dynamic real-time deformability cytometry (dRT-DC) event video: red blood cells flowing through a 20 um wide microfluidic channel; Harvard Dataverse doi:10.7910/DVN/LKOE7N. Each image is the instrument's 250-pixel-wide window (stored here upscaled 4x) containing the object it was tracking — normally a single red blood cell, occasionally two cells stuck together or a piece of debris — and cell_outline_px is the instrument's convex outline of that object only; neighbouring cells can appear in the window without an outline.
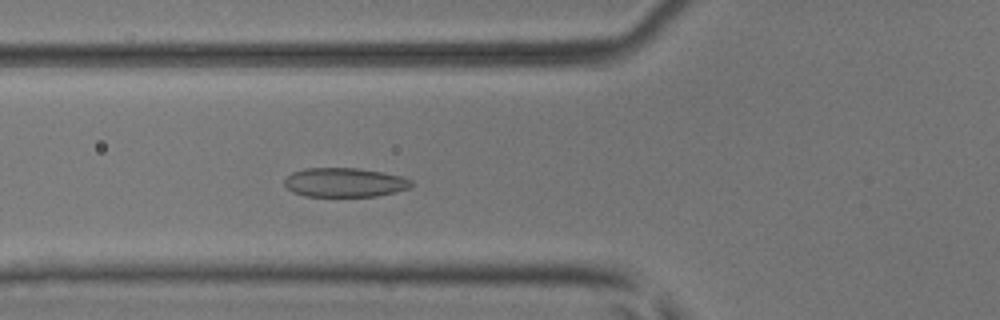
{"species": "common noctule bat (a hibernating species)", "species_latin": "Nyctalus noctula", "temperature_condition": "room temperature", "stored_images_in_passage": 52, "camera_frame_rate_fps": 3000, "um_per_image_px": 0.085, "animal": {"sex": "male", "body_mass_g": 17.9, "forearm_length_mm": 54.2}, "frame": {"image": 1, "passage_image": 19, "time_ms": 6.0, "image_size_px": [1000, 320], "cell_outline_px": [[412, 184], [408, 188], [396, 192], [376, 196], [304, 196], [292, 192], [284, 184], [284, 180], [292, 172], [304, 168], [356, 168], [380, 172], [400, 176], [412, 180]], "centroid_in_image_um": [29.26, 15.51], "position_along_channel_um": 96.5, "area_um2": 21.44}}
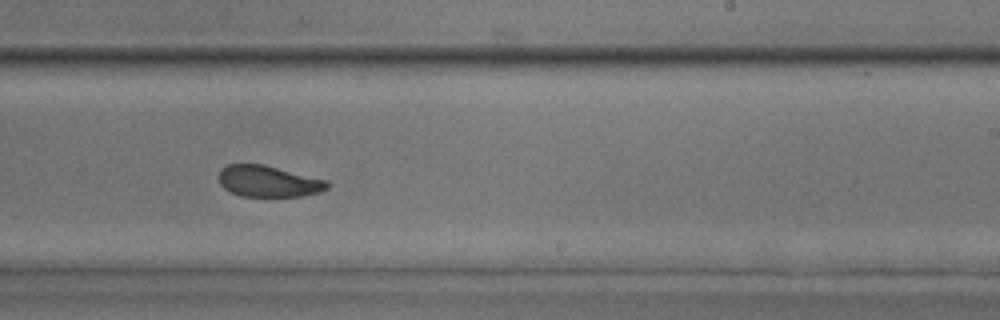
{"frame": {"image": 2, "passage_image": 32, "time_ms": 10.333, "image_size_px": [1000, 320], "cell_outline_px": [[328, 188], [320, 192], [304, 196], [240, 196], [224, 188], [220, 184], [220, 168], [228, 164], [264, 164], [328, 180]], "centroid_in_image_um": [22.84, 15.4], "position_along_channel_um": 266.2, "area_um2": 19.83}}
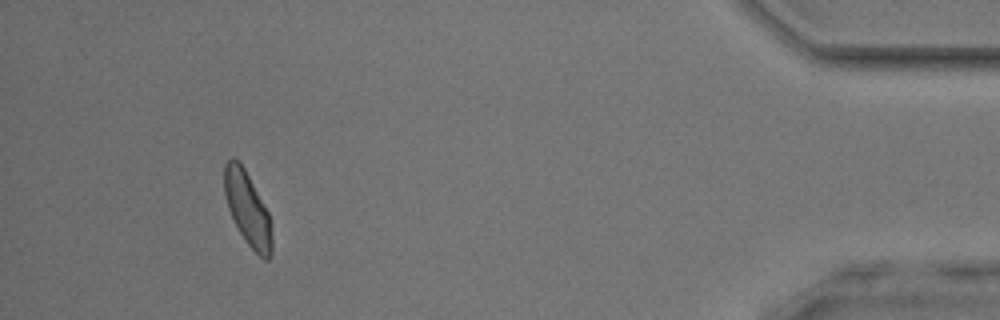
{"frame": {"image": 3, "passage_image": 48, "time_ms": 15.667, "image_size_px": [1000, 320], "cell_outline_px": [[272, 252], [268, 260], [264, 260], [248, 244], [240, 232], [228, 208], [224, 192], [224, 164], [232, 156], [240, 160], [268, 212], [272, 224]], "centroid_in_image_um": [21.05, 17.72], "position_along_channel_um": 414.2, "area_um2": 20.35}, "authors_computed_cell_mechanics": {"area_um2": 21.386, "velocity_mm_per_s": 3.9326, "shape_relaxation_time_tau1_ms": 3.0787, "shape_relaxation_time_tau2_ms": 1.3692, "deformation_change_tau1": 0.1011, "deformation_change_tau2": 0.0541}}